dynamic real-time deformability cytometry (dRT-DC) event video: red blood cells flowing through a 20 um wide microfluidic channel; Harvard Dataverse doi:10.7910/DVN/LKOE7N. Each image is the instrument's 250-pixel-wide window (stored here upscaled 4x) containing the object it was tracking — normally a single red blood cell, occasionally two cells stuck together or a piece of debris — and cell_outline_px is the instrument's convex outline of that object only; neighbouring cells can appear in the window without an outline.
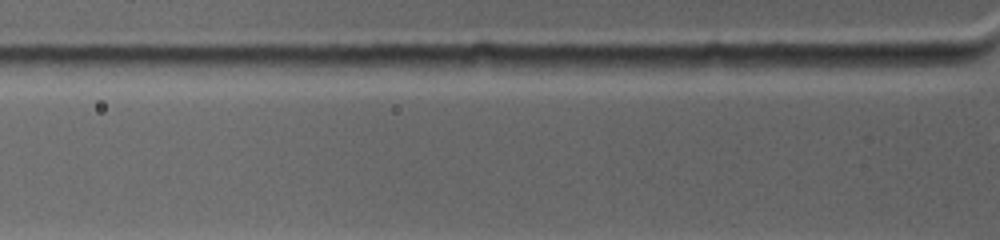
{"species": "common noctule bat (a hibernating species)", "species_latin": "Nyctalus noctula", "temperature_condition": "warm", "stored_images_in_passage": 4, "camera_frame_rate_fps": 4500, "um_per_image_px": 0.085, "animal": {"sex": "female", "body_mass_g": 19.0, "forearm_length_mm": 53.3}, "frame": {"image": 1, "passage_image": 4, "time_ms": 1.111, "image_size_px": [1000, 240], "cell_outline_px": [[960, 64], [928, 72], [924, 72], [808, 64], [824, 56], [884, 56]], "centroid_in_image_um": [75.03, 5.37], "position_along_channel_um": 50.8, "area_um2": 10.64}}